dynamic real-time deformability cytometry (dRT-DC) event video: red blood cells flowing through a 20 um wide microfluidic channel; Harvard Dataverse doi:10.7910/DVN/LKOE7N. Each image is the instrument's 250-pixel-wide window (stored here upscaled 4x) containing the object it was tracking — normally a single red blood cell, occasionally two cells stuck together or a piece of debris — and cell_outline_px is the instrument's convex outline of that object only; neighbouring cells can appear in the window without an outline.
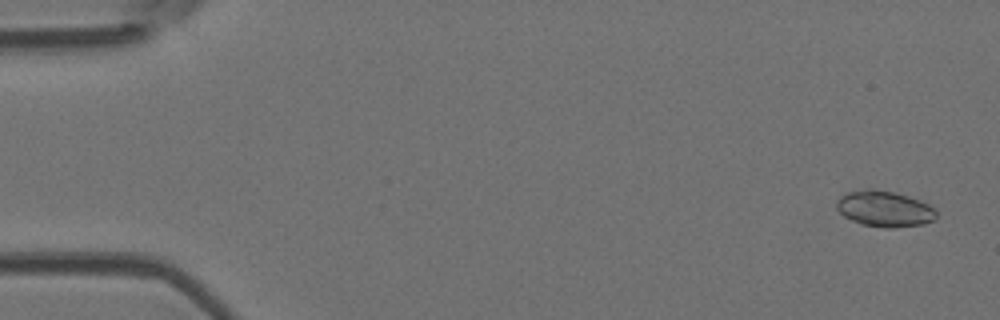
{"species": "Egyptian fruit bat (a non-hibernating species)", "species_latin": "Rousettus aegyptiacus", "temperature_condition": "room temperature", "stored_images_in_passage": 52, "camera_frame_rate_fps": 3000, "um_per_image_px": 0.085, "animal": {"sex": "female"}, "frame": {"image": 1, "passage_image": 2, "time_ms": 0.333, "image_size_px": [1000, 320], "cell_outline_px": [[936, 220], [924, 224], [892, 228], [884, 228], [864, 224], [852, 220], [844, 216], [836, 208], [836, 200], [844, 192], [864, 188], [872, 188], [892, 192], [908, 196], [920, 200], [928, 204], [936, 212]], "centroid_in_image_um": [75.15, 17.73], "position_along_channel_um": 9.8, "area_um2": 21.04}}
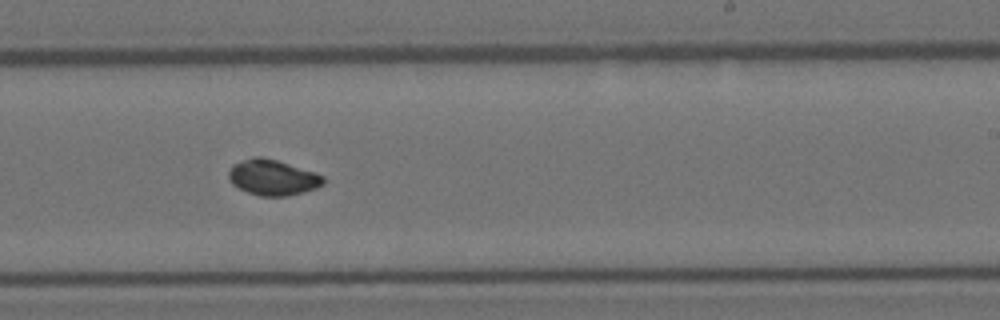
{"frame": {"image": 2, "passage_image": 32, "time_ms": 10.333, "image_size_px": [1000, 320], "cell_outline_px": [[324, 184], [316, 188], [304, 192], [288, 196], [260, 196], [248, 192], [232, 184], [228, 176], [228, 172], [232, 164], [252, 156], [260, 156], [276, 160], [324, 176]], "centroid_in_image_um": [23.15, 15.09], "position_along_channel_um": 265.9, "area_um2": 19.54}}
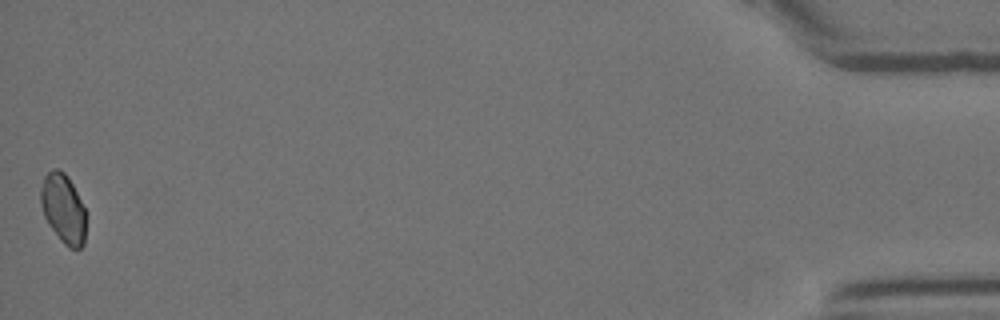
{"frame": {"image": 3, "passage_image": 52, "time_ms": 17.0, "image_size_px": [1000, 320], "cell_outline_px": [[84, 244], [80, 248], [68, 248], [60, 240], [48, 224], [44, 216], [40, 204], [40, 188], [44, 176], [52, 168], [56, 168], [64, 172], [68, 176], [84, 208]], "centroid_in_image_um": [5.33, 17.71], "position_along_channel_um": 429.9, "area_um2": 18.15}}